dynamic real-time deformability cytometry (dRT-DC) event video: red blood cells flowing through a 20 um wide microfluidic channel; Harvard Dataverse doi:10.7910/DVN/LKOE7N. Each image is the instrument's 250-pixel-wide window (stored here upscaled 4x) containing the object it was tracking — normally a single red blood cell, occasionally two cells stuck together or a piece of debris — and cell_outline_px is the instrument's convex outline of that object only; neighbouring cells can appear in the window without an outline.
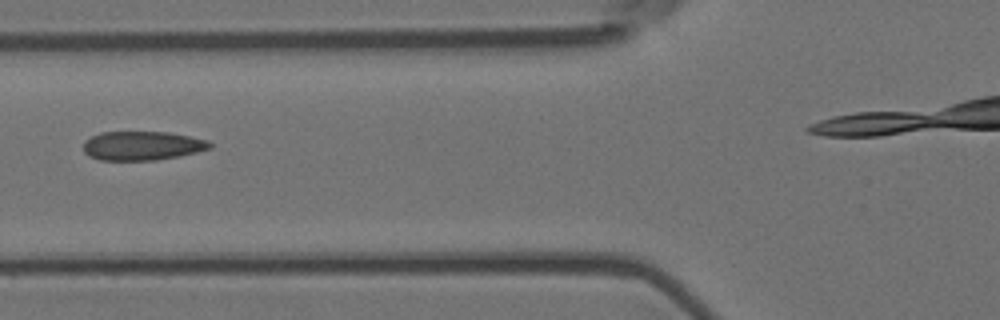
{"species": "Egyptian fruit bat (a non-hibernating species)", "species_latin": "Rousettus aegyptiacus", "temperature_condition": "room temperature", "stored_images_in_passage": 7, "camera_frame_rate_fps": 3000, "um_per_image_px": 0.085, "animal": {"sex": "female"}, "frame": {"image": 1, "passage_image": 2, "time_ms": 0.333, "image_size_px": [1000, 320], "cell_outline_px": [[212, 148], [180, 156], [156, 160], [100, 160], [88, 156], [84, 152], [84, 140], [100, 132], [168, 132], [208, 140], [212, 144]], "centroid_in_image_um": [12.08, 12.39], "position_along_channel_um": 113.7, "area_um2": 21.44}}
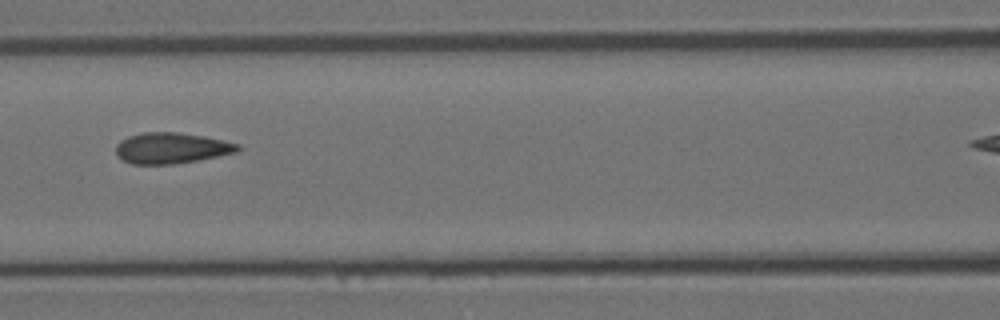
{"frame": {"image": 2, "passage_image": 3, "time_ms": 0.667, "image_size_px": [1000, 320], "cell_outline_px": [[240, 148], [236, 152], [196, 160], [172, 164], [132, 164], [116, 156], [116, 144], [120, 140], [128, 136], [144, 132], [176, 132], [204, 136], [224, 140], [240, 144]], "centroid_in_image_um": [14.54, 12.58], "position_along_channel_um": 152.1, "area_um2": 21.85}}
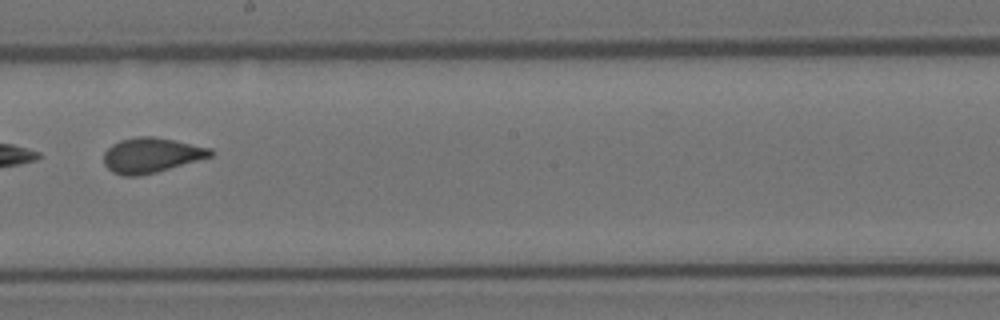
{"frame": {"image": 3, "passage_image": 7, "time_ms": 2.0, "image_size_px": [1000, 320], "cell_outline_px": [[216, 152], [212, 156], [156, 172], [140, 176], [124, 176], [112, 172], [104, 164], [104, 152], [112, 144], [120, 140], [136, 136], [152, 136], [212, 148]], "centroid_in_image_um": [12.85, 13.19], "position_along_channel_um": 235.4, "area_um2": 21.73}}